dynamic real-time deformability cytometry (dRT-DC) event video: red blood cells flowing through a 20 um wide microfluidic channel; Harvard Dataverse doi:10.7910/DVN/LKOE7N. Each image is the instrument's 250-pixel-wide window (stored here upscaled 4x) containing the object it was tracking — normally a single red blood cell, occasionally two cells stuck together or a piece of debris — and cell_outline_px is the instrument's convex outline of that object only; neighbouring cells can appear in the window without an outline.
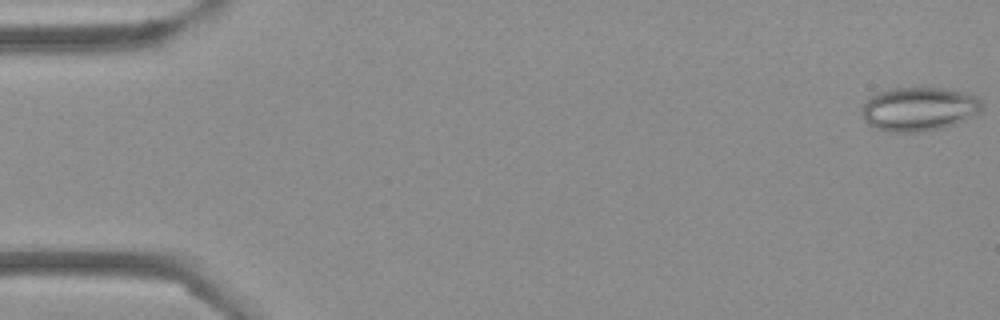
{"species": "Egyptian fruit bat (a non-hibernating species)", "species_latin": "Rousettus aegyptiacus", "temperature_condition": "cold", "stored_images_in_passage": 53, "camera_frame_rate_fps": 3000, "um_per_image_px": 0.085, "frame": {"image": 1, "passage_image": 1, "time_ms": 0.0, "image_size_px": [1000, 320], "cell_outline_px": [[984, 108], [972, 116], [956, 124], [924, 132], [888, 132], [872, 128], [860, 116], [860, 112], [868, 96], [876, 92], [892, 88], [944, 88], [964, 92], [976, 96], [980, 100]], "centroid_in_image_um": [78.05, 9.27], "position_along_channel_um": 6.9, "area_um2": 31.21}}
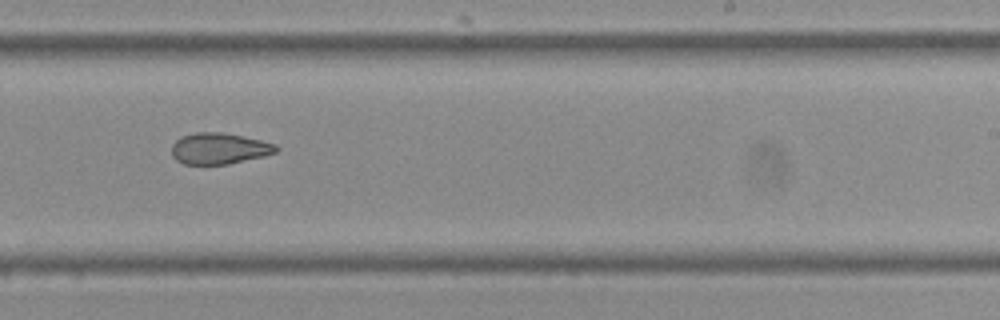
{"frame": {"image": 2, "passage_image": 33, "time_ms": 10.667, "image_size_px": [1000, 320], "cell_outline_px": [[280, 148], [276, 152], [264, 156], [228, 164], [184, 164], [176, 160], [172, 156], [172, 144], [180, 136], [196, 132], [220, 132], [244, 136], [276, 144]], "centroid_in_image_um": [18.62, 12.62], "position_along_channel_um": 270.4, "area_um2": 19.07}}
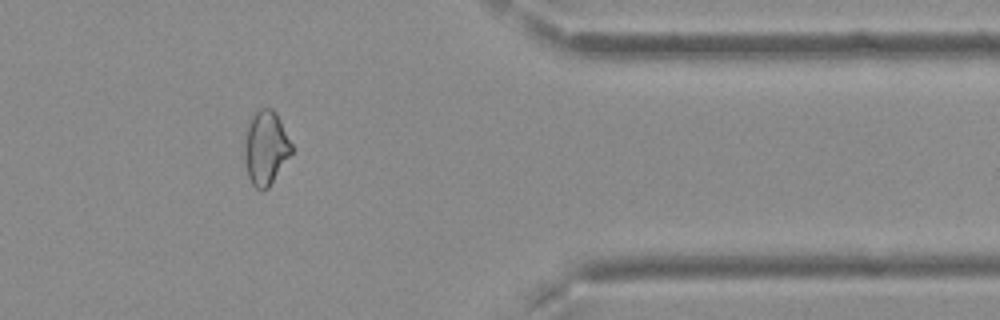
{"frame": {"image": 3, "passage_image": 44, "time_ms": 14.333, "image_size_px": [1000, 320], "cell_outline_px": [[292, 152], [268, 188], [256, 188], [252, 184], [248, 176], [244, 160], [244, 144], [248, 128], [252, 116], [260, 108], [272, 108], [276, 112], [292, 144]], "centroid_in_image_um": [22.58, 12.56], "position_along_channel_um": 388.8, "area_um2": 19.94}, "authors_computed_cell_mechanics": {"area_um2": 21.4438, "velocity_mm_per_s": 3.7819, "shape_relaxation_time_tau1_ms": null, "shape_relaxation_time_tau2_ms": 3.304, "deformation_change_tau1": null, "deformation_change_tau2": 0.091}}